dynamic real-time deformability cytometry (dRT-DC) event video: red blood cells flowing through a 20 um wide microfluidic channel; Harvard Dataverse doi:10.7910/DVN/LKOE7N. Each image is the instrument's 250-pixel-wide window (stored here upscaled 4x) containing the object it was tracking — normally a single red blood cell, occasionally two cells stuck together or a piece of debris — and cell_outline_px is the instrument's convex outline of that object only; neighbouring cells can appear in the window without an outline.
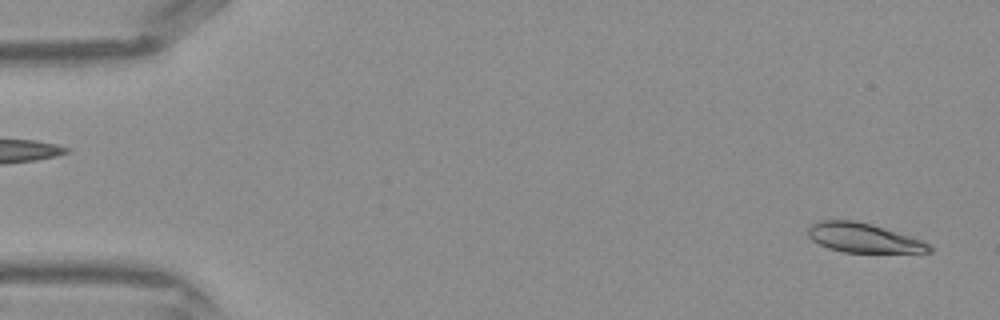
{"species": "Egyptian fruit bat (a non-hibernating species)", "species_latin": "Rousettus aegyptiacus", "temperature_condition": "warm", "stored_images_in_passage": 41, "camera_frame_rate_fps": 3000, "um_per_image_px": 0.085, "frame": {"image": 1, "passage_image": 1, "time_ms": 0.0, "image_size_px": [1000, 320], "cell_outline_px": [[932, 252], [844, 252], [828, 248], [812, 240], [808, 236], [808, 228], [816, 220], [852, 220], [868, 224], [896, 232], [920, 240], [928, 244], [932, 248]], "centroid_in_image_um": [73.32, 20.22], "position_along_channel_um": 11.7, "area_um2": 20.23}}
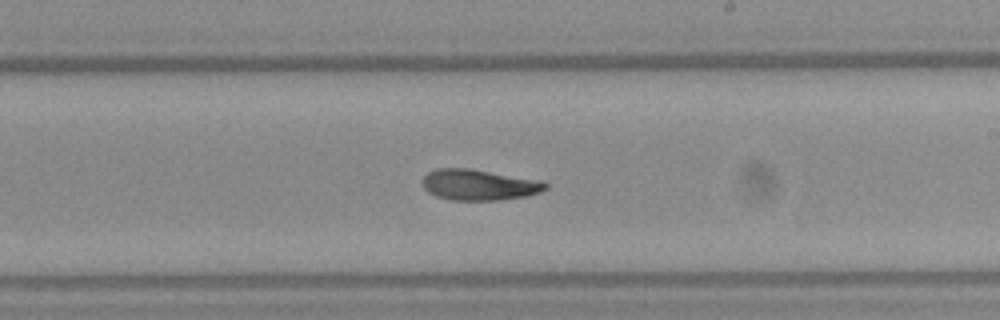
{"frame": {"image": 2, "passage_image": 24, "time_ms": 7.667, "image_size_px": [1000, 320], "cell_outline_px": [[548, 188], [540, 192], [528, 196], [500, 200], [452, 200], [436, 196], [428, 192], [424, 188], [424, 176], [428, 172], [436, 168], [472, 168], [544, 180], [548, 184]], "centroid_in_image_um": [40.78, 15.7], "position_along_channel_um": 248.2, "area_um2": 22.48}}
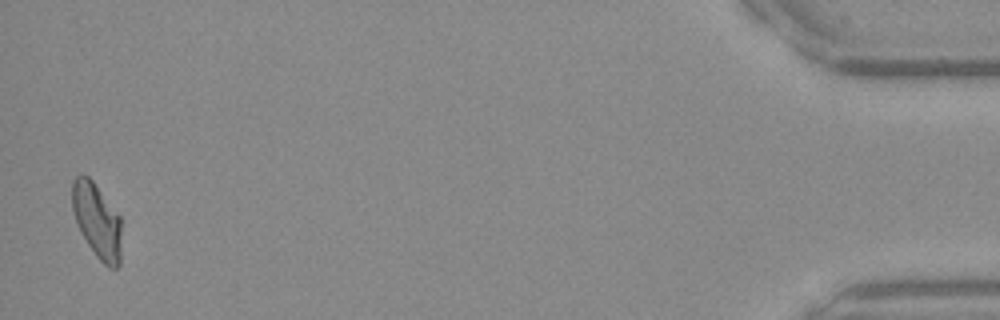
{"frame": {"image": 3, "passage_image": 41, "time_ms": 13.333, "image_size_px": [1000, 320], "cell_outline_px": [[120, 264], [116, 268], [108, 268], [96, 256], [80, 232], [72, 208], [72, 180], [76, 176], [88, 176], [92, 180], [120, 216]], "centroid_in_image_um": [8.24, 18.77], "position_along_channel_um": 427.0, "area_um2": 21.21}}